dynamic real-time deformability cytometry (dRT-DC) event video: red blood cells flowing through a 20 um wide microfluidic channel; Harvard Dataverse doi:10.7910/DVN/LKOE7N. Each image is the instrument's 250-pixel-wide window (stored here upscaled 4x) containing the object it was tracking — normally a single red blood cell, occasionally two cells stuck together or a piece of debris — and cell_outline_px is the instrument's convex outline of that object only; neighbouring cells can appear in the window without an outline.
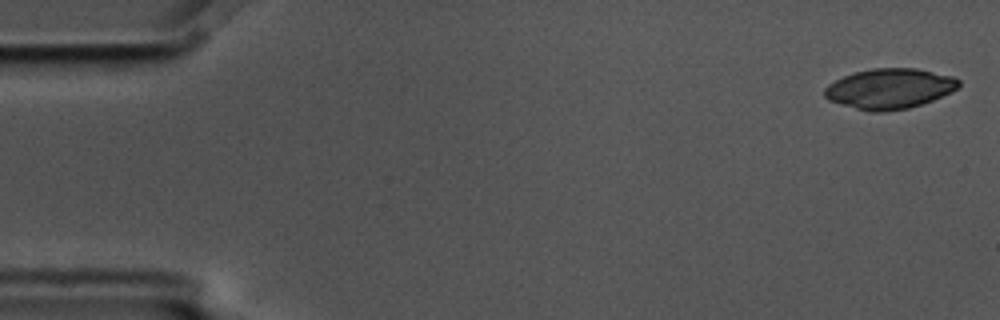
{"species": "common noctule bat (a hibernating species)", "species_latin": "Nyctalus noctula", "temperature_condition": "cold", "stored_images_in_passage": 5, "camera_frame_rate_fps": 3000, "um_per_image_px": 0.085, "animal": {"sex": "male", "body_mass_g": 17.5, "forearm_length_mm": 52.3}, "frame": {"image": 1, "passage_image": 1, "time_ms": 0.0, "image_size_px": [1000, 320], "cell_outline_px": [[960, 84], [956, 88], [932, 100], [908, 108], [884, 112], [872, 112], [856, 108], [828, 100], [824, 96], [824, 88], [828, 84], [844, 76], [856, 72], [872, 68], [916, 68], [952, 76], [960, 80]], "centroid_in_image_um": [75.58, 7.53], "position_along_channel_um": 9.4, "area_um2": 31.1}}